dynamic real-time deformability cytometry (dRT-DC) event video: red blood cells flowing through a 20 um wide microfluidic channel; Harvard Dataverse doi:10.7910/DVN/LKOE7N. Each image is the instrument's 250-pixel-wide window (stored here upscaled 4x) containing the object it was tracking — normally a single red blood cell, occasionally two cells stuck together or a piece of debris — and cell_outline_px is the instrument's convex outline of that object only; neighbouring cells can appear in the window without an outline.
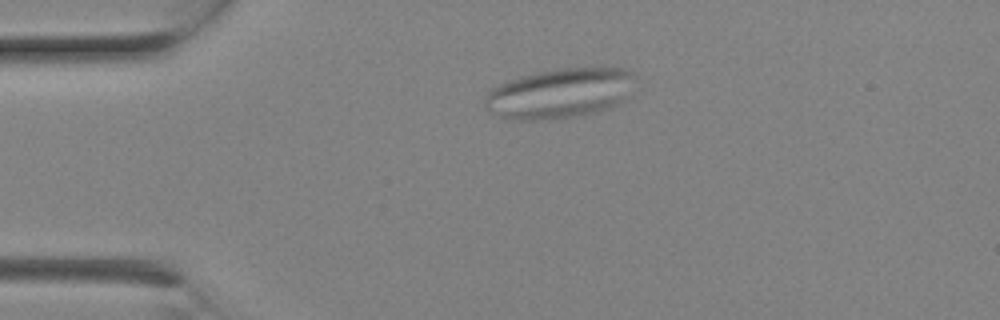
{"species": "Egyptian fruit bat (a non-hibernating species)", "species_latin": "Rousettus aegyptiacus", "temperature_condition": "room temperature", "stored_images_in_passage": 4, "camera_frame_rate_fps": 3000, "um_per_image_px": 0.085, "animal": {"sex": "female"}, "frame": {"image": 1, "passage_image": 1, "time_ms": 0.0, "image_size_px": [1000, 320], "cell_outline_px": [[636, 76], [628, 100], [612, 108], [584, 116], [536, 120], [504, 120], [488, 112], [484, 108], [484, 100], [488, 92], [492, 88], [500, 84], [520, 76], [536, 72], [560, 68], [624, 68], [632, 72]], "centroid_in_image_um": [47.6, 7.96], "position_along_channel_um": 37.4, "area_um2": 44.8}}